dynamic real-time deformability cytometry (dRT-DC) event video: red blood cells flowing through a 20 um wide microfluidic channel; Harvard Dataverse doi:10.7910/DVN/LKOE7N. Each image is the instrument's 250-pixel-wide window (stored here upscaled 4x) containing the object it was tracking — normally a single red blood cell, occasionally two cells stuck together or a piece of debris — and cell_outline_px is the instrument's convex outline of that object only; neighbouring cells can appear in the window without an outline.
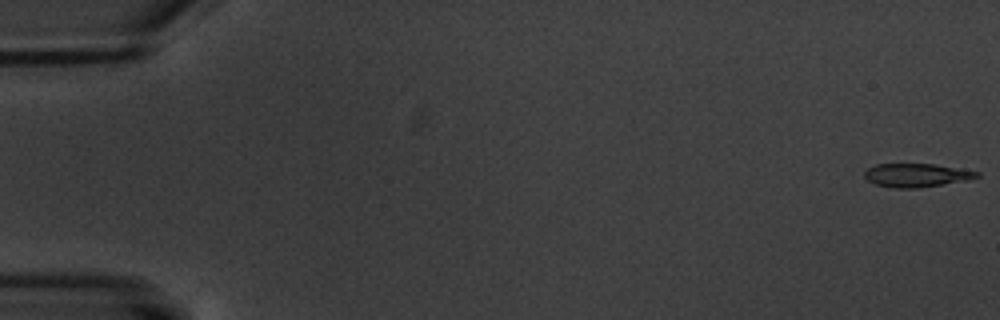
{"species": "common noctule bat (a hibernating species)", "species_latin": "Nyctalus noctula", "temperature_condition": "warm", "stored_images_in_passage": 6, "segment_of_instrument_passage": [2, 2], "camera_frame_rate_fps": 3000, "um_per_image_px": 0.085, "animal": {"sex": "male", "body_mass_g": 20.1, "forearm_length_mm": 53.5}, "frame": {"image": 1, "passage_image": 6, "time_ms": 6.667, "image_size_px": [1000, 320], "cell_outline_px": [[980, 176], [968, 180], [916, 188], [892, 188], [876, 184], [868, 180], [864, 176], [864, 172], [868, 168], [876, 164], [932, 164], [980, 172]], "centroid_in_image_um": [77.88, 14.89], "position_along_channel_um": 7.1, "area_um2": 15.2}}